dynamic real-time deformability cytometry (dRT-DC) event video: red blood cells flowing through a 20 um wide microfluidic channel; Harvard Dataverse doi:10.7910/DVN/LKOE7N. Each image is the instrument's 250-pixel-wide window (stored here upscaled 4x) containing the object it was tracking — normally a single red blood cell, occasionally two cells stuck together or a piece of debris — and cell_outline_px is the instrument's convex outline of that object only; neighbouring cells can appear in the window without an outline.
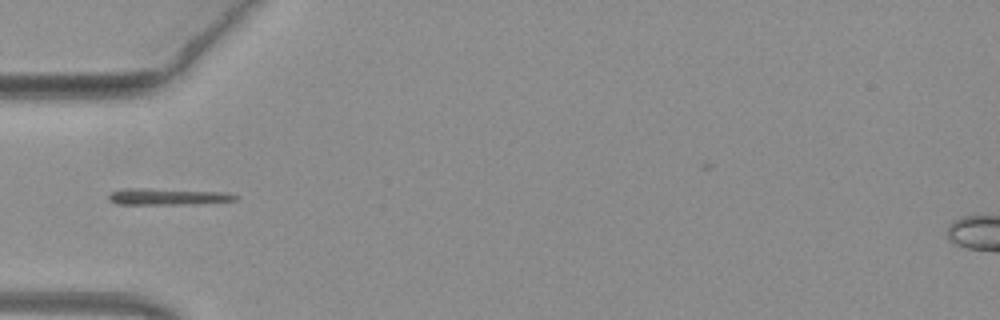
{"species": "common noctule bat (a hibernating species)", "species_latin": "Nyctalus noctula", "temperature_condition": "warm", "stored_images_in_passage": 36, "camera_frame_rate_fps": 3000, "um_per_image_px": 0.085, "animal": {"sex": "female", "body_mass_g": 19.3, "forearm_length_mm": 54.1}, "frame": {"image": 1, "passage_image": 1, "time_ms": 0.0, "image_size_px": [1000, 320], "cell_outline_px": [[240, 196], [236, 200], [188, 204], [116, 204], [108, 200], [108, 196], [112, 192], [120, 188], [140, 188], [224, 192]], "centroid_in_image_um": [14.19, 16.71], "position_along_channel_um": 70.8, "area_um2": 12.08}}
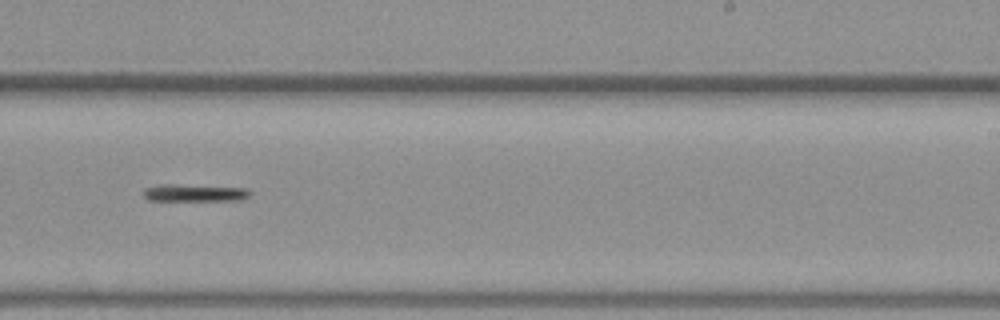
{"frame": {"image": 2, "passage_image": 16, "time_ms": 5.0, "image_size_px": [1000, 320], "cell_outline_px": [[252, 192], [248, 196], [240, 200], [148, 200], [144, 196], [144, 188], [164, 184], [176, 184], [248, 188]], "centroid_in_image_um": [16.56, 16.38], "position_along_channel_um": 272.4, "area_um2": 10.64}}
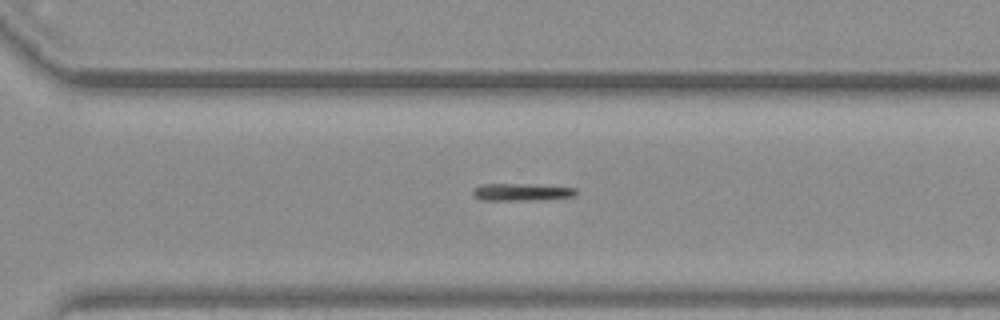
{"frame": {"image": 3, "passage_image": 20, "time_ms": 6.333, "image_size_px": [1000, 320], "cell_outline_px": [[580, 192], [576, 196], [536, 200], [480, 200], [472, 192], [472, 188], [480, 184], [536, 184], [576, 188]], "centroid_in_image_um": [44.37, 16.32], "position_along_channel_um": 326.2, "area_um2": 10.64}}